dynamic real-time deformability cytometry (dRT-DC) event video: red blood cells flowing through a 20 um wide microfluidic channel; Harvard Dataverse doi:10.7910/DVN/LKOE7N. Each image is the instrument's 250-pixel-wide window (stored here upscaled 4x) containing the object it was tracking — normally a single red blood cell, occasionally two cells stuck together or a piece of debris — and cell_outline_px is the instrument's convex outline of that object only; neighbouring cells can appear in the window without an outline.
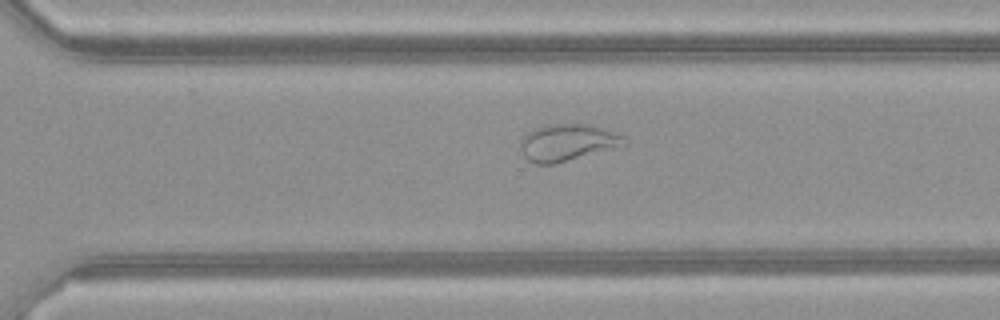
{"species": "common noctule bat (a hibernating species)", "species_latin": "Nyctalus noctula", "temperature_condition": "warm", "stored_images_in_passage": 50, "camera_frame_rate_fps": 3000, "um_per_image_px": 0.085, "animal": {"sex": "female", "body_mass_g": 21.9}, "frame": {"image": 1, "passage_image": 35, "time_ms": 11.333, "image_size_px": [1000, 320], "cell_outline_px": [[628, 144], [556, 164], [536, 164], [528, 160], [524, 156], [520, 148], [520, 140], [528, 132], [544, 124], [592, 124], [624, 136], [628, 140]], "centroid_in_image_um": [48.24, 12.11], "position_along_channel_um": 322.4, "area_um2": 22.43}}
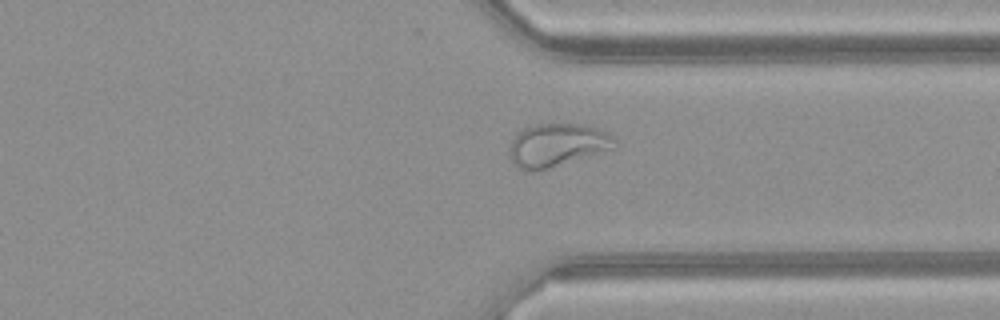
{"frame": {"image": 2, "passage_image": 38, "time_ms": 12.333, "image_size_px": [1000, 320], "cell_outline_px": [[616, 148], [532, 172], [520, 168], [512, 160], [508, 152], [508, 148], [512, 140], [524, 128], [536, 124], [584, 124], [596, 128], [616, 136]], "centroid_in_image_um": [47.38, 12.31], "position_along_channel_um": 364.0, "area_um2": 26.13}}
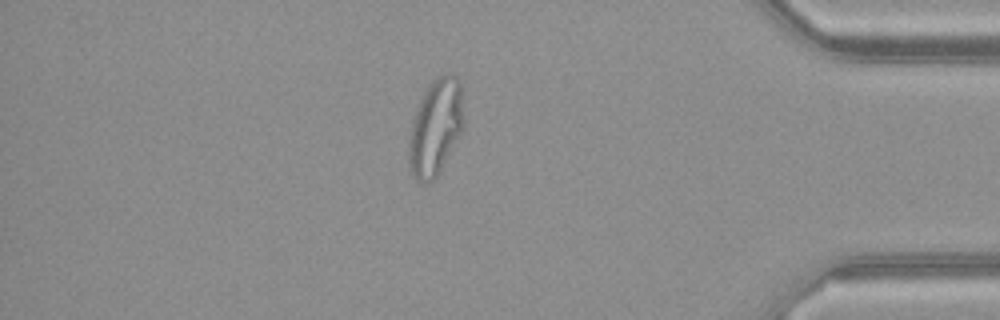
{"frame": {"image": 3, "passage_image": 43, "time_ms": 14.0, "image_size_px": [1000, 320], "cell_outline_px": [[464, 124], [456, 140], [436, 176], [432, 180], [424, 184], [416, 180], [408, 168], [408, 152], [412, 120], [416, 108], [424, 92], [432, 80], [448, 72], [452, 72], [460, 80]], "centroid_in_image_um": [37.0, 10.79], "position_along_channel_um": 398.2, "area_um2": 30.52}}